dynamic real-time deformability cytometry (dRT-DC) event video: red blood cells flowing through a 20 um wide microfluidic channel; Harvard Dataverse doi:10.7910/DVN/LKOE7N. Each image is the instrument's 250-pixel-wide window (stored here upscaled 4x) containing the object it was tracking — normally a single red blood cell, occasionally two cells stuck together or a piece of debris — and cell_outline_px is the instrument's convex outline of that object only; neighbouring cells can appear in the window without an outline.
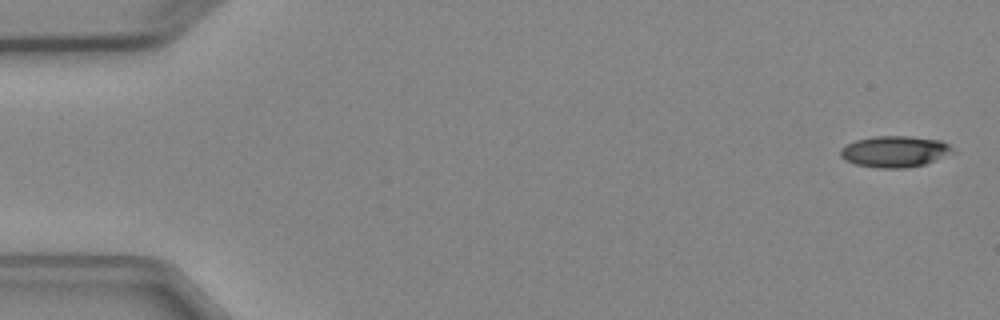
{"species": "Egyptian fruit bat (a non-hibernating species)", "species_latin": "Rousettus aegyptiacus", "temperature_condition": "cold", "stored_images_in_passage": 5, "camera_frame_rate_fps": 3000, "um_per_image_px": 0.085, "animal": {"sex": "female"}, "frame": {"image": 1, "passage_image": 1, "time_ms": 0.0, "image_size_px": [1000, 320], "cell_outline_px": [[956, 152], [924, 164], [908, 168], [876, 168], [856, 164], [844, 160], [840, 156], [840, 148], [856, 140], [872, 136], [908, 136], [940, 140], [956, 148]], "centroid_in_image_um": [76.07, 12.88], "position_along_channel_um": 8.9, "area_um2": 20.63}}
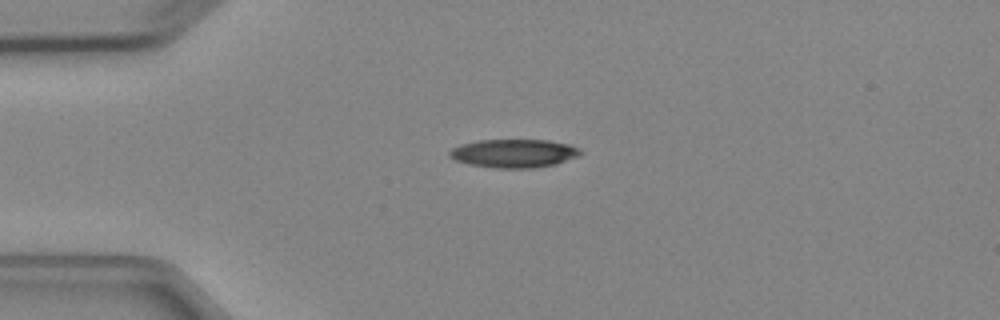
{"frame": {"image": 2, "passage_image": 4, "time_ms": 3.667, "image_size_px": [1000, 320], "cell_outline_px": [[584, 152], [580, 156], [556, 164], [536, 168], [496, 168], [468, 164], [456, 160], [448, 156], [448, 152], [452, 148], [460, 144], [480, 140], [548, 140], [572, 144], [580, 148]], "centroid_in_image_um": [43.73, 13.03], "position_along_channel_um": 41.3, "area_um2": 22.02}}